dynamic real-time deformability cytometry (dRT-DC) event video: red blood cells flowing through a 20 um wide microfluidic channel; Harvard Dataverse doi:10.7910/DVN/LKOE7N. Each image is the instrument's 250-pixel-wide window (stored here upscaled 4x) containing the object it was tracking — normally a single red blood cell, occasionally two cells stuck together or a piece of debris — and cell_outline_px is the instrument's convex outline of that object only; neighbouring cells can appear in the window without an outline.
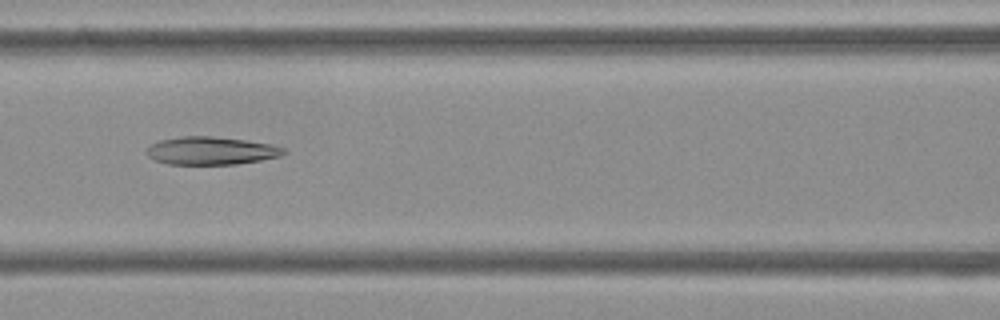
{"species": "Egyptian fruit bat (a non-hibernating species)", "species_latin": "Rousettus aegyptiacus", "temperature_condition": "cold", "stored_images_in_passage": 17, "camera_frame_rate_fps": 3000, "um_per_image_px": 0.085, "frame": {"image": 1, "passage_image": 15, "time_ms": 4.667, "image_size_px": [1000, 320], "cell_outline_px": [[284, 152], [280, 156], [260, 160], [236, 164], [168, 164], [156, 160], [148, 156], [144, 152], [152, 144], [160, 140], [180, 136], [208, 136], [244, 140], [268, 144], [284, 148]], "centroid_in_image_um": [17.89, 12.81], "position_along_channel_um": 148.7, "area_um2": 21.96}}